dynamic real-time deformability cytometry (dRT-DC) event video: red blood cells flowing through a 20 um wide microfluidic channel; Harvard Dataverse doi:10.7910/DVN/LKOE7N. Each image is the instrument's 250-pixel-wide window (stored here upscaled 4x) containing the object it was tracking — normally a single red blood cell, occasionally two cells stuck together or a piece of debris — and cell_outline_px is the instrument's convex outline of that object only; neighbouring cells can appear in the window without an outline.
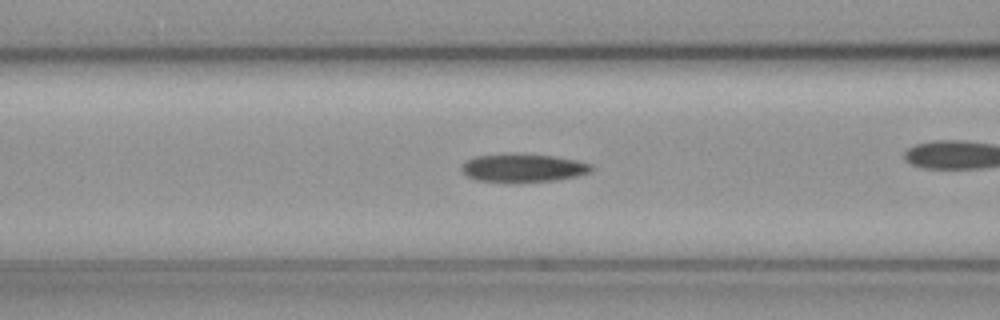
{"species": "common noctule bat (a hibernating species)", "species_latin": "Nyctalus noctula", "temperature_condition": "cold", "stored_images_in_passage": 33, "camera_frame_rate_fps": 3000, "um_per_image_px": 0.085, "animal": {"sex": "female", "body_mass_g": 19.3, "forearm_length_mm": 54.1}, "frame": {"image": 1, "passage_image": 10, "time_ms": 3.0, "image_size_px": [1000, 320], "cell_outline_px": [[592, 172], [576, 176], [556, 180], [508, 184], [476, 180], [468, 176], [460, 168], [460, 164], [476, 156], [512, 152], [520, 152], [552, 156], [576, 160], [592, 164]], "centroid_in_image_um": [44.43, 14.28], "position_along_channel_um": 122.2, "area_um2": 22.2}, "authors_computed_cell_mechanics": {"area_um2": 21.386, "velocity_mm_per_s": 3.6296, "shape_relaxation_time_tau1_ms": 7.6257, "shape_relaxation_time_tau2_ms": null, "deformation_change_tau1": 0.1681, "deformation_change_tau2": null}}